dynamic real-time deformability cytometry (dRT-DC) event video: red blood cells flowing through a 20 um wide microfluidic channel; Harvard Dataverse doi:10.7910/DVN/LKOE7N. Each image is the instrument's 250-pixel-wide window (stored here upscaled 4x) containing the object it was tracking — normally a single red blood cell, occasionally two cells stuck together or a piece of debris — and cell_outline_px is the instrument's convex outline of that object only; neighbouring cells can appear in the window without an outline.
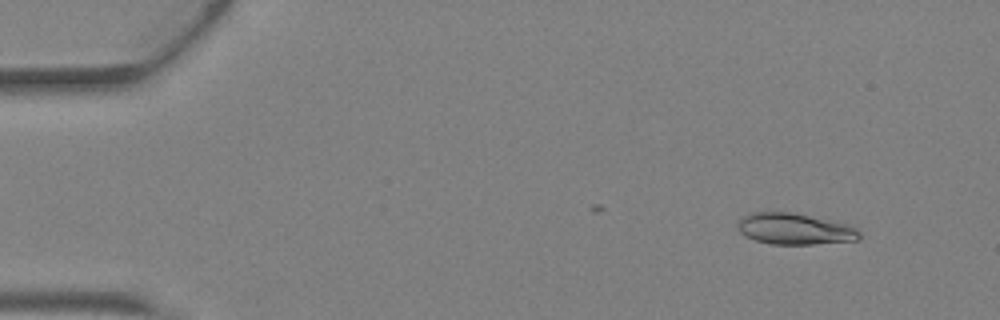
{"species": "Egyptian fruit bat (a non-hibernating species)", "species_latin": "Rousettus aegyptiacus", "temperature_condition": "warm", "stored_images_in_passage": 13, "camera_frame_rate_fps": 3000, "um_per_image_px": 0.085, "animal": {"sex": "female"}, "frame": {"image": 1, "passage_image": 4, "time_ms": 1.0, "image_size_px": [1000, 320], "cell_outline_px": [[860, 240], [812, 244], [772, 244], [756, 240], [744, 236], [740, 232], [736, 224], [748, 212], [796, 212], [852, 224], [860, 232]], "centroid_in_image_um": [67.59, 19.44], "position_along_channel_um": 17.4, "area_um2": 22.6}}